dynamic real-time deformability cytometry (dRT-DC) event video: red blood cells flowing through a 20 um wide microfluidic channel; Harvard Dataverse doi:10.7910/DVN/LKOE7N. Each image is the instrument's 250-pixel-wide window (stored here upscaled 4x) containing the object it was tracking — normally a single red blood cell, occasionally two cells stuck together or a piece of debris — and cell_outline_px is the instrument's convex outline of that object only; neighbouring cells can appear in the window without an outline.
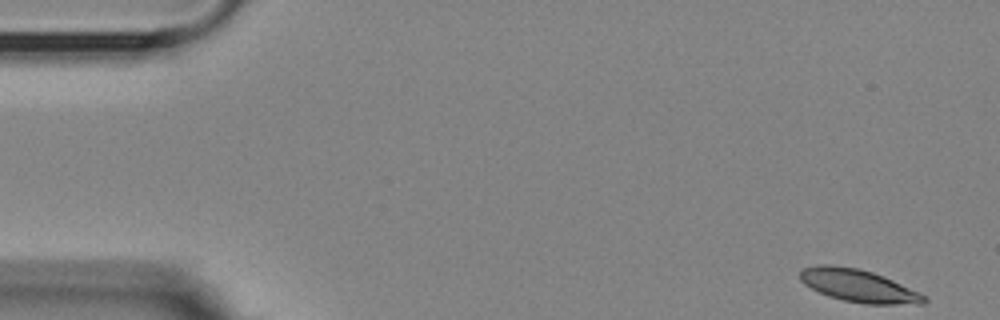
{"species": "Egyptian fruit bat (a non-hibernating species)", "species_latin": "Rousettus aegyptiacus", "temperature_condition": "room temperature", "stored_images_in_passage": 28, "camera_frame_rate_fps": 3000, "um_per_image_px": 0.085, "animal": {"sex": "female"}, "frame": {"image": 1, "passage_image": 1, "time_ms": 0.0, "image_size_px": [1000, 320], "cell_outline_px": [[928, 300], [924, 304], [864, 304], [844, 300], [828, 296], [804, 284], [800, 280], [800, 268], [816, 264], [832, 264], [860, 268], [872, 272], [892, 280], [920, 292]], "centroid_in_image_um": [72.94, 24.27], "position_along_channel_um": 12.1, "area_um2": 23.7}}
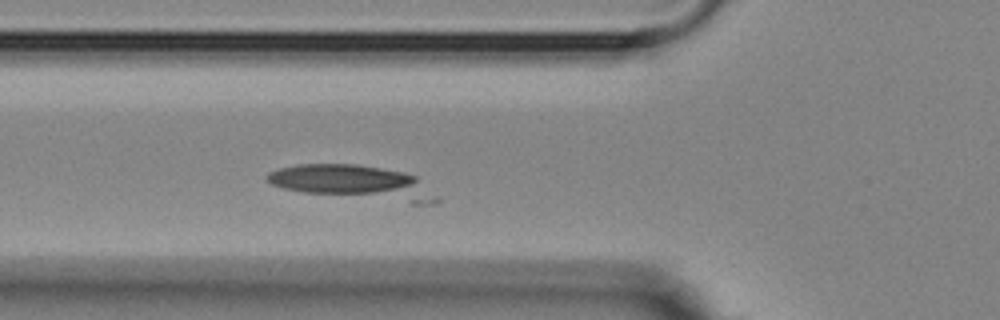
{"frame": {"image": 2, "passage_image": 18, "time_ms": 5.667, "image_size_px": [1000, 320], "cell_outline_px": [[440, 200], [436, 204], [412, 204], [304, 192], [284, 188], [272, 184], [264, 180], [264, 176], [268, 172], [280, 168], [296, 164], [356, 164], [404, 172], [416, 176]], "centroid_in_image_um": [30.04, 15.52], "position_along_channel_um": 95.8, "area_um2": 33.81}}
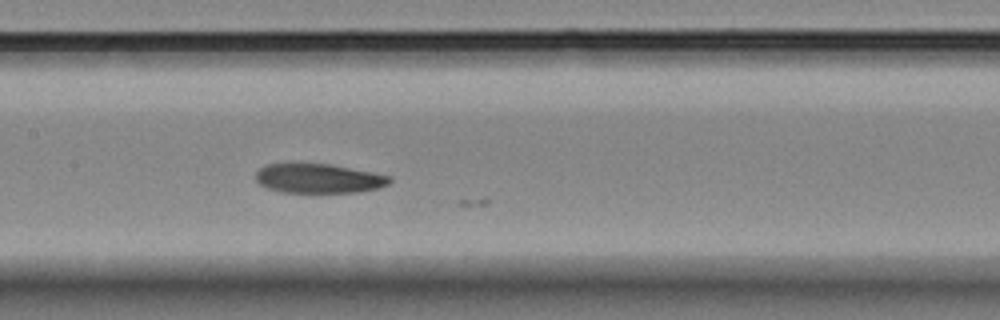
{"frame": {"image": 3, "passage_image": 25, "time_ms": 8.0, "image_size_px": [1000, 320], "cell_outline_px": [[392, 180], [388, 184], [380, 188], [360, 192], [280, 192], [268, 188], [260, 184], [256, 180], [256, 172], [264, 164], [288, 160], [328, 164], [372, 172], [392, 176]], "centroid_in_image_um": [27.02, 15.12], "position_along_channel_um": 180.4, "area_um2": 23.76}}